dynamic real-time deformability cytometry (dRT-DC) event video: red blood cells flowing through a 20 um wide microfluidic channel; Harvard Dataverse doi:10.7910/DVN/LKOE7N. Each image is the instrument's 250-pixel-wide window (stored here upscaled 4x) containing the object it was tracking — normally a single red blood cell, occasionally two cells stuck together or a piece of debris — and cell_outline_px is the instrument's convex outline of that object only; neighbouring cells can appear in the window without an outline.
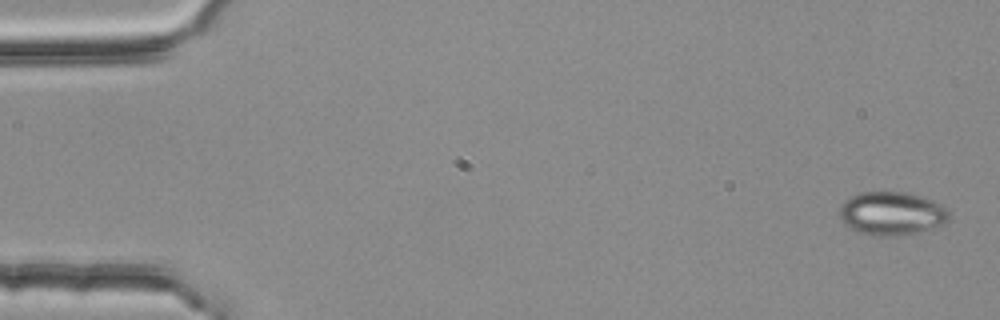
{"species": "common noctule bat (a hibernating species)", "species_latin": "Nyctalus noctula", "temperature_condition": "room temperature", "stored_images_in_passage": 5, "camera_frame_rate_fps": 3000, "um_per_image_px": 0.085, "animal": {"sex": "female", "body_mass_g": 25.1}, "frame": {"image": 1, "passage_image": 1, "time_ms": 0.0, "image_size_px": [1000, 320], "cell_outline_px": [[948, 220], [944, 224], [916, 232], [888, 236], [876, 236], [860, 232], [844, 224], [840, 220], [840, 204], [844, 200], [860, 192], [908, 192], [932, 200], [940, 204], [948, 212]], "centroid_in_image_um": [75.75, 18.13], "position_along_channel_um": 9.2, "area_um2": 27.4}}